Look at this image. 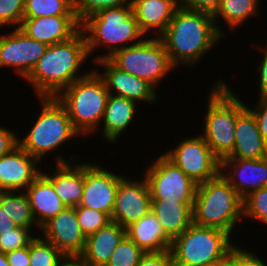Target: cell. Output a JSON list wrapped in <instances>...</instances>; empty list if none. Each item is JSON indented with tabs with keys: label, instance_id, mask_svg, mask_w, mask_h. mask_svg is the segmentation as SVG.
Here are the masks:
<instances>
[{
	"label": "cell",
	"instance_id": "1",
	"mask_svg": "<svg viewBox=\"0 0 267 266\" xmlns=\"http://www.w3.org/2000/svg\"><path fill=\"white\" fill-rule=\"evenodd\" d=\"M159 38L177 70L184 66L195 69L225 39L216 28L213 15L182 5Z\"/></svg>",
	"mask_w": 267,
	"mask_h": 266
},
{
	"label": "cell",
	"instance_id": "2",
	"mask_svg": "<svg viewBox=\"0 0 267 266\" xmlns=\"http://www.w3.org/2000/svg\"><path fill=\"white\" fill-rule=\"evenodd\" d=\"M89 58L86 37L80 30L67 41L49 45L24 81L37 97H57L91 71L89 67L81 71L87 69L84 67L87 62L93 64Z\"/></svg>",
	"mask_w": 267,
	"mask_h": 266
},
{
	"label": "cell",
	"instance_id": "3",
	"mask_svg": "<svg viewBox=\"0 0 267 266\" xmlns=\"http://www.w3.org/2000/svg\"><path fill=\"white\" fill-rule=\"evenodd\" d=\"M81 30L92 63L108 59L119 50L139 44L146 37L139 29L132 5L99 10L81 23ZM99 49L103 54L95 55Z\"/></svg>",
	"mask_w": 267,
	"mask_h": 266
},
{
	"label": "cell",
	"instance_id": "4",
	"mask_svg": "<svg viewBox=\"0 0 267 266\" xmlns=\"http://www.w3.org/2000/svg\"><path fill=\"white\" fill-rule=\"evenodd\" d=\"M38 100L39 114L32 125L30 122V129L21 133L25 136L18 137V144L42 164L48 155L52 158L66 143L65 146L82 136L74 129L66 107L57 97H38Z\"/></svg>",
	"mask_w": 267,
	"mask_h": 266
},
{
	"label": "cell",
	"instance_id": "5",
	"mask_svg": "<svg viewBox=\"0 0 267 266\" xmlns=\"http://www.w3.org/2000/svg\"><path fill=\"white\" fill-rule=\"evenodd\" d=\"M241 219L243 199L221 173L197 185L193 204L195 225L218 228L235 238L236 227L243 223Z\"/></svg>",
	"mask_w": 267,
	"mask_h": 266
},
{
	"label": "cell",
	"instance_id": "6",
	"mask_svg": "<svg viewBox=\"0 0 267 266\" xmlns=\"http://www.w3.org/2000/svg\"><path fill=\"white\" fill-rule=\"evenodd\" d=\"M225 81L219 77L210 87L207 102L203 103L206 108L203 111L207 112L202 114L203 129L200 130V135L220 160L234 150L237 118V92Z\"/></svg>",
	"mask_w": 267,
	"mask_h": 266
},
{
	"label": "cell",
	"instance_id": "7",
	"mask_svg": "<svg viewBox=\"0 0 267 266\" xmlns=\"http://www.w3.org/2000/svg\"><path fill=\"white\" fill-rule=\"evenodd\" d=\"M109 95L104 81L92 68L65 88L57 99L66 107L74 129L89 138L99 130Z\"/></svg>",
	"mask_w": 267,
	"mask_h": 266
},
{
	"label": "cell",
	"instance_id": "8",
	"mask_svg": "<svg viewBox=\"0 0 267 266\" xmlns=\"http://www.w3.org/2000/svg\"><path fill=\"white\" fill-rule=\"evenodd\" d=\"M237 245L226 231L201 227L192 223L171 244L173 266H201L227 261L228 253Z\"/></svg>",
	"mask_w": 267,
	"mask_h": 266
},
{
	"label": "cell",
	"instance_id": "9",
	"mask_svg": "<svg viewBox=\"0 0 267 266\" xmlns=\"http://www.w3.org/2000/svg\"><path fill=\"white\" fill-rule=\"evenodd\" d=\"M108 60L118 69L150 83L158 92L161 82L176 70L159 37H145L139 44L115 52Z\"/></svg>",
	"mask_w": 267,
	"mask_h": 266
},
{
	"label": "cell",
	"instance_id": "10",
	"mask_svg": "<svg viewBox=\"0 0 267 266\" xmlns=\"http://www.w3.org/2000/svg\"><path fill=\"white\" fill-rule=\"evenodd\" d=\"M191 136L181 137L177 145H171L174 148L163 154L199 185L220 174L221 160L200 134Z\"/></svg>",
	"mask_w": 267,
	"mask_h": 266
},
{
	"label": "cell",
	"instance_id": "11",
	"mask_svg": "<svg viewBox=\"0 0 267 266\" xmlns=\"http://www.w3.org/2000/svg\"><path fill=\"white\" fill-rule=\"evenodd\" d=\"M141 169L146 178L151 199L194 202L197 184L163 153Z\"/></svg>",
	"mask_w": 267,
	"mask_h": 266
},
{
	"label": "cell",
	"instance_id": "12",
	"mask_svg": "<svg viewBox=\"0 0 267 266\" xmlns=\"http://www.w3.org/2000/svg\"><path fill=\"white\" fill-rule=\"evenodd\" d=\"M0 33V69L13 68V74L25 79L44 55L48 45L28 37L20 28Z\"/></svg>",
	"mask_w": 267,
	"mask_h": 266
},
{
	"label": "cell",
	"instance_id": "13",
	"mask_svg": "<svg viewBox=\"0 0 267 266\" xmlns=\"http://www.w3.org/2000/svg\"><path fill=\"white\" fill-rule=\"evenodd\" d=\"M92 160L84 161V192L79 206L106 213H113L119 181L125 176ZM107 168V169H106Z\"/></svg>",
	"mask_w": 267,
	"mask_h": 266
},
{
	"label": "cell",
	"instance_id": "14",
	"mask_svg": "<svg viewBox=\"0 0 267 266\" xmlns=\"http://www.w3.org/2000/svg\"><path fill=\"white\" fill-rule=\"evenodd\" d=\"M139 176L132 178L134 176L131 174L125 175L119 181L111 221L123 228L129 227L151 211L152 199L147 180L143 174Z\"/></svg>",
	"mask_w": 267,
	"mask_h": 266
},
{
	"label": "cell",
	"instance_id": "15",
	"mask_svg": "<svg viewBox=\"0 0 267 266\" xmlns=\"http://www.w3.org/2000/svg\"><path fill=\"white\" fill-rule=\"evenodd\" d=\"M54 155V165L47 172L45 163L41 173L52 183L62 203L68 208H75L79 206L84 192V160L81 162L80 155L76 153L69 155L68 159L64 158L62 151Z\"/></svg>",
	"mask_w": 267,
	"mask_h": 266
},
{
	"label": "cell",
	"instance_id": "16",
	"mask_svg": "<svg viewBox=\"0 0 267 266\" xmlns=\"http://www.w3.org/2000/svg\"><path fill=\"white\" fill-rule=\"evenodd\" d=\"M92 65L94 67H91L102 78L111 95L128 98L135 101L140 107L142 106L141 102L149 105L159 102V92L150 83L118 69L108 59L96 61Z\"/></svg>",
	"mask_w": 267,
	"mask_h": 266
},
{
	"label": "cell",
	"instance_id": "17",
	"mask_svg": "<svg viewBox=\"0 0 267 266\" xmlns=\"http://www.w3.org/2000/svg\"><path fill=\"white\" fill-rule=\"evenodd\" d=\"M39 232L63 255H81L84 250L86 236L78 224L75 208L67 207L46 222Z\"/></svg>",
	"mask_w": 267,
	"mask_h": 266
},
{
	"label": "cell",
	"instance_id": "18",
	"mask_svg": "<svg viewBox=\"0 0 267 266\" xmlns=\"http://www.w3.org/2000/svg\"><path fill=\"white\" fill-rule=\"evenodd\" d=\"M41 171V163L18 144L0 157V191H25Z\"/></svg>",
	"mask_w": 267,
	"mask_h": 266
},
{
	"label": "cell",
	"instance_id": "19",
	"mask_svg": "<svg viewBox=\"0 0 267 266\" xmlns=\"http://www.w3.org/2000/svg\"><path fill=\"white\" fill-rule=\"evenodd\" d=\"M220 173L244 199L250 193L267 186V157L224 158L221 160Z\"/></svg>",
	"mask_w": 267,
	"mask_h": 266
},
{
	"label": "cell",
	"instance_id": "20",
	"mask_svg": "<svg viewBox=\"0 0 267 266\" xmlns=\"http://www.w3.org/2000/svg\"><path fill=\"white\" fill-rule=\"evenodd\" d=\"M237 95V118L233 152L226 158L263 159L267 157V141L258 130L253 112Z\"/></svg>",
	"mask_w": 267,
	"mask_h": 266
},
{
	"label": "cell",
	"instance_id": "21",
	"mask_svg": "<svg viewBox=\"0 0 267 266\" xmlns=\"http://www.w3.org/2000/svg\"><path fill=\"white\" fill-rule=\"evenodd\" d=\"M28 37L48 46L71 39L81 30L76 16L23 18L19 27Z\"/></svg>",
	"mask_w": 267,
	"mask_h": 266
},
{
	"label": "cell",
	"instance_id": "22",
	"mask_svg": "<svg viewBox=\"0 0 267 266\" xmlns=\"http://www.w3.org/2000/svg\"><path fill=\"white\" fill-rule=\"evenodd\" d=\"M139 104L128 98L109 95L104 111V116L100 124L101 137L109 144L118 143L119 138L133 128L132 124L137 121V113L140 112ZM135 119V120H134ZM132 126V127H131Z\"/></svg>",
	"mask_w": 267,
	"mask_h": 266
},
{
	"label": "cell",
	"instance_id": "23",
	"mask_svg": "<svg viewBox=\"0 0 267 266\" xmlns=\"http://www.w3.org/2000/svg\"><path fill=\"white\" fill-rule=\"evenodd\" d=\"M131 5L140 31L146 37H159L180 6V0H132Z\"/></svg>",
	"mask_w": 267,
	"mask_h": 266
},
{
	"label": "cell",
	"instance_id": "24",
	"mask_svg": "<svg viewBox=\"0 0 267 266\" xmlns=\"http://www.w3.org/2000/svg\"><path fill=\"white\" fill-rule=\"evenodd\" d=\"M125 236L126 228L111 221L86 237L85 247L80 256L88 266H105Z\"/></svg>",
	"mask_w": 267,
	"mask_h": 266
},
{
	"label": "cell",
	"instance_id": "25",
	"mask_svg": "<svg viewBox=\"0 0 267 266\" xmlns=\"http://www.w3.org/2000/svg\"><path fill=\"white\" fill-rule=\"evenodd\" d=\"M25 192L39 229L67 208L56 194L52 183L42 173L25 189Z\"/></svg>",
	"mask_w": 267,
	"mask_h": 266
},
{
	"label": "cell",
	"instance_id": "26",
	"mask_svg": "<svg viewBox=\"0 0 267 266\" xmlns=\"http://www.w3.org/2000/svg\"><path fill=\"white\" fill-rule=\"evenodd\" d=\"M193 204L152 199L151 211L158 218L165 234L173 241L193 223Z\"/></svg>",
	"mask_w": 267,
	"mask_h": 266
},
{
	"label": "cell",
	"instance_id": "27",
	"mask_svg": "<svg viewBox=\"0 0 267 266\" xmlns=\"http://www.w3.org/2000/svg\"><path fill=\"white\" fill-rule=\"evenodd\" d=\"M126 235L144 252L170 250L172 240L165 234L156 215L150 211L126 228Z\"/></svg>",
	"mask_w": 267,
	"mask_h": 266
},
{
	"label": "cell",
	"instance_id": "28",
	"mask_svg": "<svg viewBox=\"0 0 267 266\" xmlns=\"http://www.w3.org/2000/svg\"><path fill=\"white\" fill-rule=\"evenodd\" d=\"M261 0H222L217 11L213 15L218 32L224 37L231 31L232 34L250 22L253 17L258 18L262 11ZM223 20V21H222ZM221 22V24H220ZM247 22V23H246ZM223 23L228 32L223 30ZM240 28V29H239Z\"/></svg>",
	"mask_w": 267,
	"mask_h": 266
},
{
	"label": "cell",
	"instance_id": "29",
	"mask_svg": "<svg viewBox=\"0 0 267 266\" xmlns=\"http://www.w3.org/2000/svg\"><path fill=\"white\" fill-rule=\"evenodd\" d=\"M0 208L16 226L31 229L36 235L40 234L25 191H0Z\"/></svg>",
	"mask_w": 267,
	"mask_h": 266
},
{
	"label": "cell",
	"instance_id": "30",
	"mask_svg": "<svg viewBox=\"0 0 267 266\" xmlns=\"http://www.w3.org/2000/svg\"><path fill=\"white\" fill-rule=\"evenodd\" d=\"M76 16L73 0H25L23 18Z\"/></svg>",
	"mask_w": 267,
	"mask_h": 266
},
{
	"label": "cell",
	"instance_id": "31",
	"mask_svg": "<svg viewBox=\"0 0 267 266\" xmlns=\"http://www.w3.org/2000/svg\"><path fill=\"white\" fill-rule=\"evenodd\" d=\"M29 266H58L64 255L51 243L37 235L29 244Z\"/></svg>",
	"mask_w": 267,
	"mask_h": 266
},
{
	"label": "cell",
	"instance_id": "32",
	"mask_svg": "<svg viewBox=\"0 0 267 266\" xmlns=\"http://www.w3.org/2000/svg\"><path fill=\"white\" fill-rule=\"evenodd\" d=\"M244 218L255 220L267 227V186L250 193L243 199V220Z\"/></svg>",
	"mask_w": 267,
	"mask_h": 266
},
{
	"label": "cell",
	"instance_id": "33",
	"mask_svg": "<svg viewBox=\"0 0 267 266\" xmlns=\"http://www.w3.org/2000/svg\"><path fill=\"white\" fill-rule=\"evenodd\" d=\"M144 252L126 235L105 266H137Z\"/></svg>",
	"mask_w": 267,
	"mask_h": 266
},
{
	"label": "cell",
	"instance_id": "34",
	"mask_svg": "<svg viewBox=\"0 0 267 266\" xmlns=\"http://www.w3.org/2000/svg\"><path fill=\"white\" fill-rule=\"evenodd\" d=\"M75 211L78 224L86 237L111 222V218L106 213L91 208L76 206Z\"/></svg>",
	"mask_w": 267,
	"mask_h": 266
},
{
	"label": "cell",
	"instance_id": "35",
	"mask_svg": "<svg viewBox=\"0 0 267 266\" xmlns=\"http://www.w3.org/2000/svg\"><path fill=\"white\" fill-rule=\"evenodd\" d=\"M132 0H73V10L80 23L105 8L131 5Z\"/></svg>",
	"mask_w": 267,
	"mask_h": 266
},
{
	"label": "cell",
	"instance_id": "36",
	"mask_svg": "<svg viewBox=\"0 0 267 266\" xmlns=\"http://www.w3.org/2000/svg\"><path fill=\"white\" fill-rule=\"evenodd\" d=\"M37 235L31 229L17 226L13 230L0 235V253H7L15 249L29 246Z\"/></svg>",
	"mask_w": 267,
	"mask_h": 266
},
{
	"label": "cell",
	"instance_id": "37",
	"mask_svg": "<svg viewBox=\"0 0 267 266\" xmlns=\"http://www.w3.org/2000/svg\"><path fill=\"white\" fill-rule=\"evenodd\" d=\"M24 6L25 0H0V29L19 28L24 16Z\"/></svg>",
	"mask_w": 267,
	"mask_h": 266
},
{
	"label": "cell",
	"instance_id": "38",
	"mask_svg": "<svg viewBox=\"0 0 267 266\" xmlns=\"http://www.w3.org/2000/svg\"><path fill=\"white\" fill-rule=\"evenodd\" d=\"M238 244L227 255V266H267L266 260L255 254L251 248ZM249 250V251H248Z\"/></svg>",
	"mask_w": 267,
	"mask_h": 266
},
{
	"label": "cell",
	"instance_id": "39",
	"mask_svg": "<svg viewBox=\"0 0 267 266\" xmlns=\"http://www.w3.org/2000/svg\"><path fill=\"white\" fill-rule=\"evenodd\" d=\"M263 51L261 52V60L258 58V64H255V68L257 74L256 75V79L257 83L254 86H258L257 90V96L261 97V98H267V42L264 45V47L262 48ZM264 52V53H263Z\"/></svg>",
	"mask_w": 267,
	"mask_h": 266
},
{
	"label": "cell",
	"instance_id": "40",
	"mask_svg": "<svg viewBox=\"0 0 267 266\" xmlns=\"http://www.w3.org/2000/svg\"><path fill=\"white\" fill-rule=\"evenodd\" d=\"M246 106L253 112L258 130L267 141V98L259 97L256 103L254 102L253 106L249 104H246Z\"/></svg>",
	"mask_w": 267,
	"mask_h": 266
},
{
	"label": "cell",
	"instance_id": "41",
	"mask_svg": "<svg viewBox=\"0 0 267 266\" xmlns=\"http://www.w3.org/2000/svg\"><path fill=\"white\" fill-rule=\"evenodd\" d=\"M137 266H173L171 251L144 253Z\"/></svg>",
	"mask_w": 267,
	"mask_h": 266
},
{
	"label": "cell",
	"instance_id": "42",
	"mask_svg": "<svg viewBox=\"0 0 267 266\" xmlns=\"http://www.w3.org/2000/svg\"><path fill=\"white\" fill-rule=\"evenodd\" d=\"M15 131L0 124V157L6 155L18 145V137L22 135H18Z\"/></svg>",
	"mask_w": 267,
	"mask_h": 266
},
{
	"label": "cell",
	"instance_id": "43",
	"mask_svg": "<svg viewBox=\"0 0 267 266\" xmlns=\"http://www.w3.org/2000/svg\"><path fill=\"white\" fill-rule=\"evenodd\" d=\"M222 0H180V5L191 10H197L214 15Z\"/></svg>",
	"mask_w": 267,
	"mask_h": 266
},
{
	"label": "cell",
	"instance_id": "44",
	"mask_svg": "<svg viewBox=\"0 0 267 266\" xmlns=\"http://www.w3.org/2000/svg\"><path fill=\"white\" fill-rule=\"evenodd\" d=\"M6 258L10 266H29L30 265L29 246L7 252Z\"/></svg>",
	"mask_w": 267,
	"mask_h": 266
},
{
	"label": "cell",
	"instance_id": "45",
	"mask_svg": "<svg viewBox=\"0 0 267 266\" xmlns=\"http://www.w3.org/2000/svg\"><path fill=\"white\" fill-rule=\"evenodd\" d=\"M58 266H88L80 255H64Z\"/></svg>",
	"mask_w": 267,
	"mask_h": 266
},
{
	"label": "cell",
	"instance_id": "46",
	"mask_svg": "<svg viewBox=\"0 0 267 266\" xmlns=\"http://www.w3.org/2000/svg\"><path fill=\"white\" fill-rule=\"evenodd\" d=\"M16 227L14 221L0 208V235L3 234V232L13 230Z\"/></svg>",
	"mask_w": 267,
	"mask_h": 266
},
{
	"label": "cell",
	"instance_id": "47",
	"mask_svg": "<svg viewBox=\"0 0 267 266\" xmlns=\"http://www.w3.org/2000/svg\"><path fill=\"white\" fill-rule=\"evenodd\" d=\"M201 266H227V261H215L208 264H203Z\"/></svg>",
	"mask_w": 267,
	"mask_h": 266
},
{
	"label": "cell",
	"instance_id": "48",
	"mask_svg": "<svg viewBox=\"0 0 267 266\" xmlns=\"http://www.w3.org/2000/svg\"><path fill=\"white\" fill-rule=\"evenodd\" d=\"M0 266H10L5 253H0Z\"/></svg>",
	"mask_w": 267,
	"mask_h": 266
}]
</instances>
